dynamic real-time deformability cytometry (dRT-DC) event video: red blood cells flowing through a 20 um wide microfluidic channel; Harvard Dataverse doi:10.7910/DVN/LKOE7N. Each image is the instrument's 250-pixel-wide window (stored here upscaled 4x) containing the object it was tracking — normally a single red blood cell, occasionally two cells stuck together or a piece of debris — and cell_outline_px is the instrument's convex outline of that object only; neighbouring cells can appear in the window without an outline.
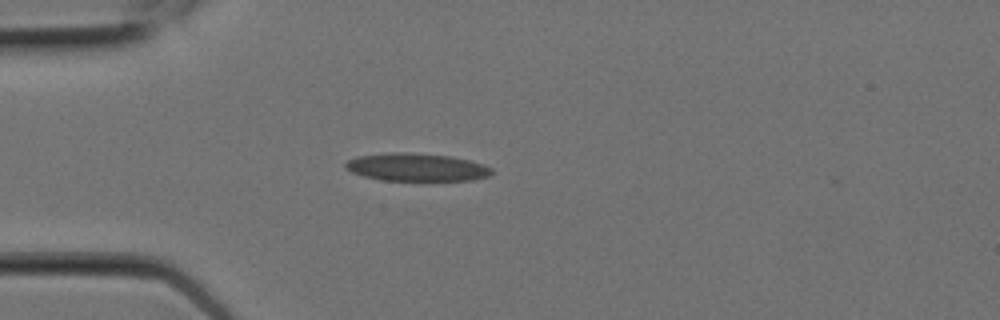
{"species": "Egyptian fruit bat (a non-hibernating species)", "species_latin": "Rousettus aegyptiacus", "temperature_condition": "room temperature", "stored_images_in_passage": 7, "camera_frame_rate_fps": 3000, "um_per_image_px": 0.085, "animal": {"sex": "female"}, "frame": {"image": 1, "passage_image": 2, "time_ms": 0.333, "image_size_px": [1000, 320], "cell_outline_px": [[492, 172], [488, 176], [472, 180], [380, 180], [364, 176], [352, 172], [344, 168], [344, 164], [348, 160], [356, 156], [392, 152], [408, 152], [452, 156], [484, 164], [492, 168]], "centroid_in_image_um": [35.38, 14.2], "position_along_channel_um": 49.6, "area_um2": 23.76}}
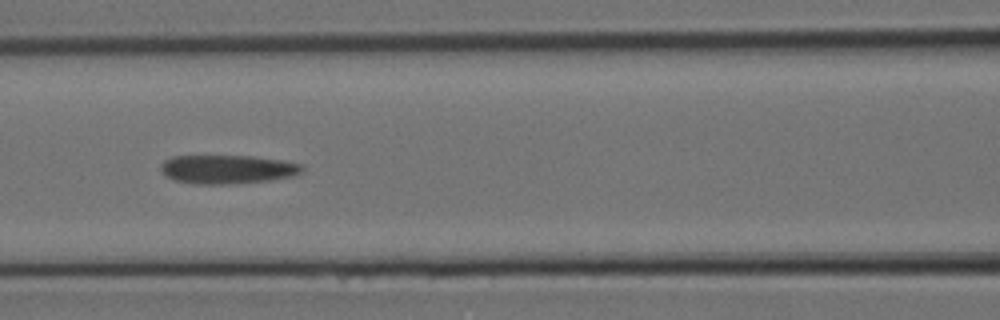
{"frame": {"image": 2, "passage_image": 5, "time_ms": 1.333, "image_size_px": [1000, 320], "cell_outline_px": [[304, 168], [300, 172], [292, 176], [272, 180], [228, 184], [192, 184], [176, 180], [164, 176], [160, 168], [160, 164], [164, 160], [172, 156], [252, 156], [284, 160], [300, 164]], "centroid_in_image_um": [19.29, 14.39], "position_along_channel_um": 147.3, "area_um2": 23.81}}
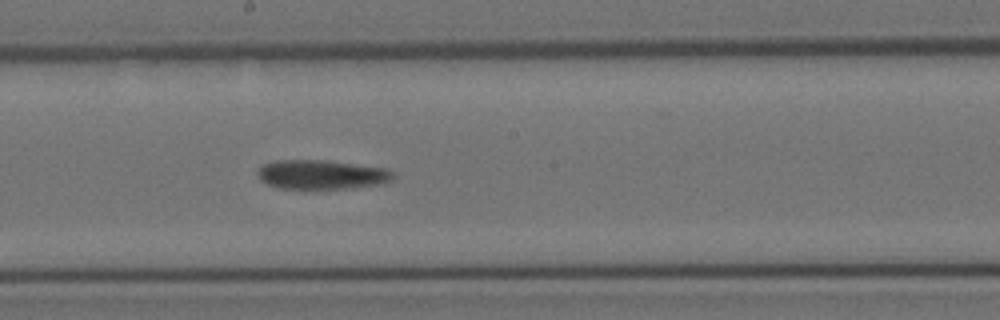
{"frame": {"image": 3, "passage_image": 7, "time_ms": 2.0, "image_size_px": [1000, 320], "cell_outline_px": [[396, 176], [392, 180], [384, 184], [348, 188], [280, 188], [268, 184], [260, 180], [256, 172], [260, 164], [276, 160], [328, 160], [384, 168], [392, 172]], "centroid_in_image_um": [27.32, 14.83], "position_along_channel_um": 220.9, "area_um2": 23.24}}